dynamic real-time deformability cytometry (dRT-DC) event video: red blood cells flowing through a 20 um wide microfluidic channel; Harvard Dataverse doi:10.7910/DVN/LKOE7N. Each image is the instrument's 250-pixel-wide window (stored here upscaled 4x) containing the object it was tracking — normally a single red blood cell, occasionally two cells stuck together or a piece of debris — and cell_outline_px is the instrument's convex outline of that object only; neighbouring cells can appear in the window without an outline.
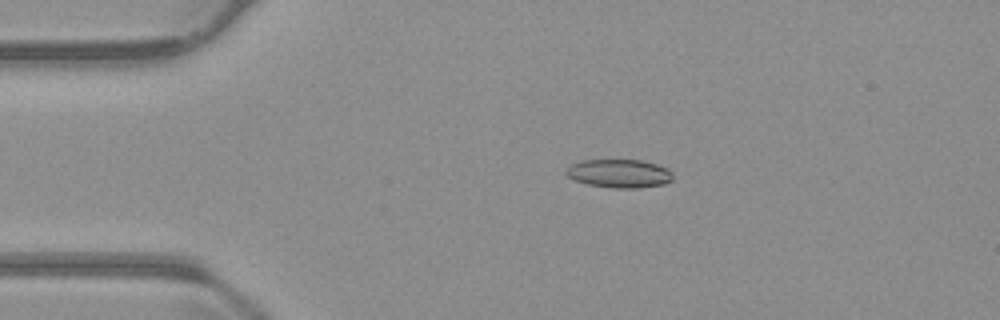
{"species": "common noctule bat (a hibernating species)", "species_latin": "Nyctalus noctula", "temperature_condition": "warm", "stored_images_in_passage": 55, "camera_frame_rate_fps": 3000, "um_per_image_px": 0.085, "animal": {"sex": "male", "body_mass_g": 23.1, "forearm_length_mm": 52.7}, "frame": {"image": 1, "passage_image": 12, "time_ms": 3.667, "image_size_px": [1000, 320], "cell_outline_px": [[672, 180], [664, 184], [636, 188], [612, 188], [588, 184], [576, 180], [568, 176], [564, 172], [572, 164], [580, 160], [644, 160], [668, 168], [672, 172]], "centroid_in_image_um": [52.66, 14.74], "position_along_channel_um": 32.3, "area_um2": 17.69}}
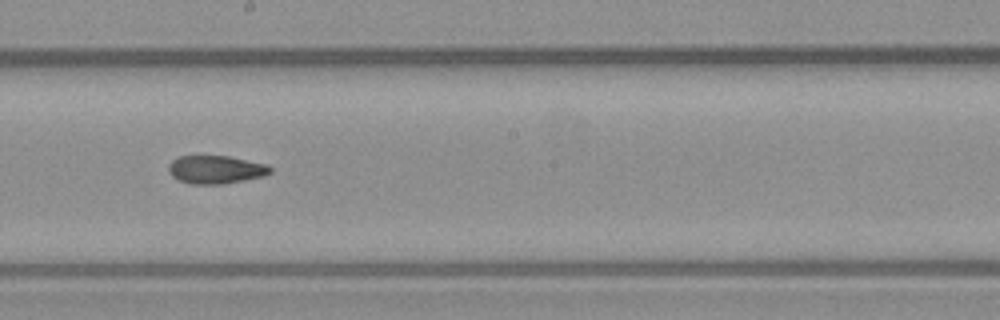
{"frame": {"image": 2, "passage_image": 31, "time_ms": 10.0, "image_size_px": [1000, 320], "cell_outline_px": [[272, 172], [264, 176], [244, 180], [220, 184], [192, 184], [180, 180], [172, 176], [168, 172], [168, 164], [172, 160], [180, 156], [228, 156], [268, 164], [272, 168]], "centroid_in_image_um": [18.35, 14.41], "position_along_channel_um": 229.8, "area_um2": 16.7}}
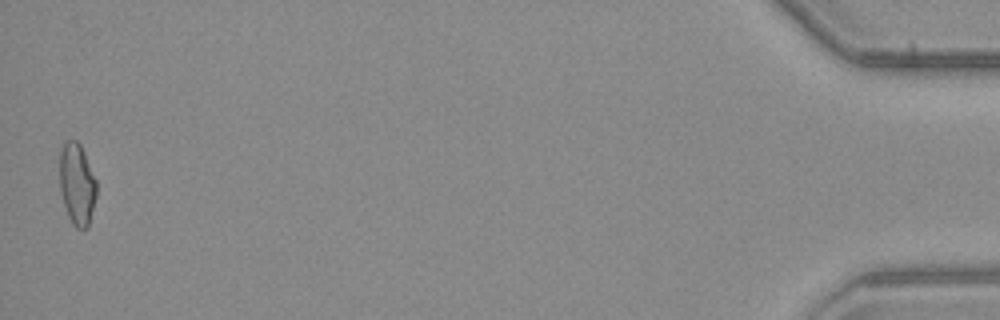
{"frame": {"image": 3, "passage_image": 55, "time_ms": 18.0, "image_size_px": [1000, 320], "cell_outline_px": [[96, 196], [88, 228], [76, 228], [72, 224], [68, 216], [60, 192], [60, 152], [64, 140], [76, 140], [80, 144], [84, 152], [96, 180]], "centroid_in_image_um": [6.54, 15.64], "position_along_channel_um": 428.7, "area_um2": 17.57}, "authors_computed_cell_mechanics": {"area_um2": 17.3978, "velocity_mm_per_s": 3.7818, "shape_relaxation_time_tau1_ms": null, "shape_relaxation_time_tau2_ms": 4.6455, "deformation_change_tau1": null, "deformation_change_tau2": 0.1254}}